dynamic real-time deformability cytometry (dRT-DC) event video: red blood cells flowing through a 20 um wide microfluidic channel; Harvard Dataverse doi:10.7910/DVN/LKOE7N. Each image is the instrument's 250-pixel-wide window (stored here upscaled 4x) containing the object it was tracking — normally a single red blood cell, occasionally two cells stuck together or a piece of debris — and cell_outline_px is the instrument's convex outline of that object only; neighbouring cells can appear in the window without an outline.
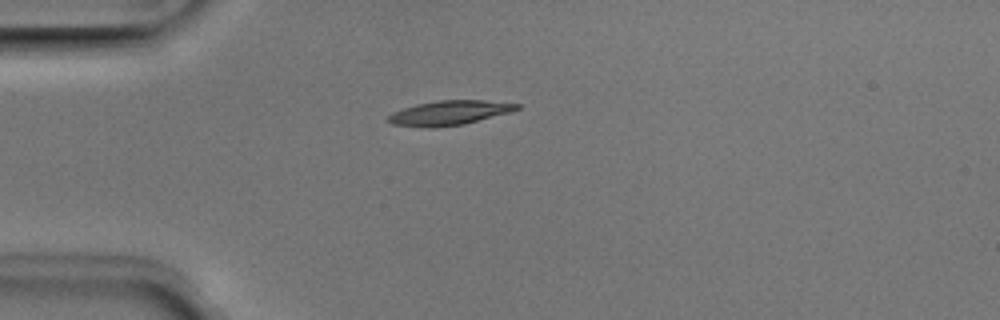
{"species": "Egyptian fruit bat (a non-hibernating species)", "species_latin": "Rousettus aegyptiacus", "temperature_condition": "room temperature", "stored_images_in_passage": 3, "camera_frame_rate_fps": 3000, "um_per_image_px": 0.085, "animal": {"sex": "male"}, "frame": {"image": 1, "passage_image": 3, "time_ms": 0.667, "image_size_px": [1000, 320], "cell_outline_px": [[520, 108], [512, 112], [464, 124], [432, 128], [424, 128], [392, 124], [388, 120], [388, 116], [392, 112], [416, 104], [440, 100], [484, 100], [520, 104]], "centroid_in_image_um": [38.2, 9.59], "position_along_channel_um": 46.8, "area_um2": 18.44}}